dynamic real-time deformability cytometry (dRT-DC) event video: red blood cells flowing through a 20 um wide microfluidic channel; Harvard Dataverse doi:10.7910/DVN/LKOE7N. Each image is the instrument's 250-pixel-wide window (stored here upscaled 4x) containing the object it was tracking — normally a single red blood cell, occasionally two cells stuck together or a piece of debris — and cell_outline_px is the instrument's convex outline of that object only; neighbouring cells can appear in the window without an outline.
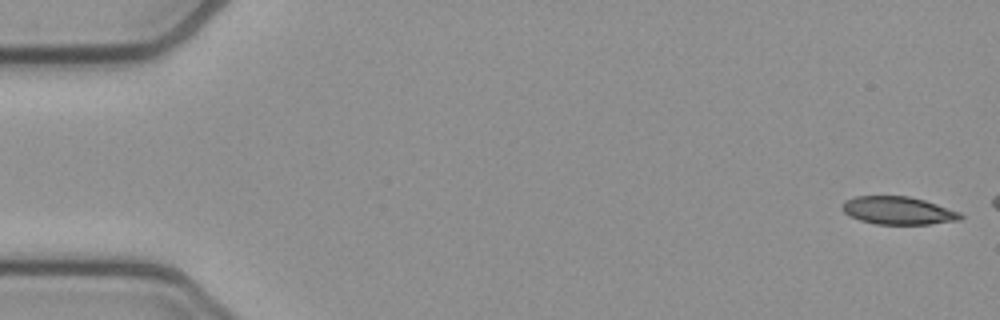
{"species": "common noctule bat (a hibernating species)", "species_latin": "Nyctalus noctula", "temperature_condition": "cold", "stored_images_in_passage": 6, "camera_frame_rate_fps": 3000, "um_per_image_px": 0.085, "animal": {"sex": "female", "body_mass_g": 21.9}, "frame": {"image": 1, "passage_image": 1, "time_ms": 0.0, "image_size_px": [1000, 320], "cell_outline_px": [[964, 216], [960, 220], [928, 224], [876, 224], [860, 220], [844, 212], [840, 208], [844, 200], [856, 196], [908, 196], [924, 200], [960, 212]], "centroid_in_image_um": [76.33, 17.89], "position_along_channel_um": 8.7, "area_um2": 19.13}}